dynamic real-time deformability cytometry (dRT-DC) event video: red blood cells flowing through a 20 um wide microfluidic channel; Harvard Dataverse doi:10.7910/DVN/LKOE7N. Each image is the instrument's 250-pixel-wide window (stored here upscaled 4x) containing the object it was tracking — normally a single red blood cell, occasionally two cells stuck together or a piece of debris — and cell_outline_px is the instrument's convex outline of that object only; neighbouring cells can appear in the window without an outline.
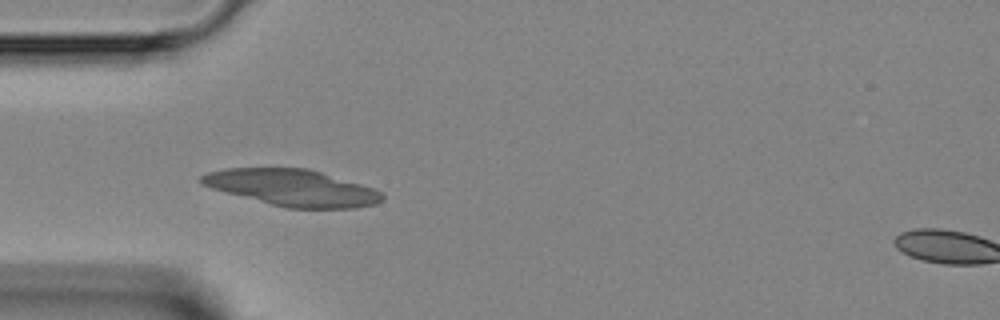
{"species": "Egyptian fruit bat (a non-hibernating species)", "species_latin": "Rousettus aegyptiacus", "temperature_condition": "room temperature", "stored_images_in_passage": 36, "camera_frame_rate_fps": 3000, "um_per_image_px": 0.085, "animal": {"sex": "female"}, "frame": {"image": 1, "passage_image": 7, "time_ms": 2.0, "image_size_px": [1000, 320], "cell_outline_px": [[384, 200], [376, 204], [356, 208], [288, 208], [272, 204], [212, 188], [200, 184], [200, 176], [208, 172], [224, 168], [308, 168], [360, 184], [372, 188], [380, 192], [384, 196]], "centroid_in_image_um": [24.85, 15.95], "position_along_channel_um": 60.1, "area_um2": 38.03}}
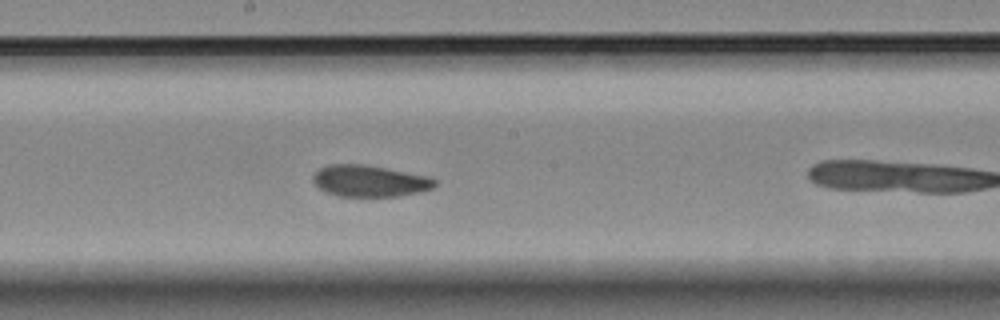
{"frame": {"image": 2, "passage_image": 15, "time_ms": 4.667, "image_size_px": [1000, 320], "cell_outline_px": [[436, 184], [432, 188], [420, 192], [400, 196], [336, 196], [320, 188], [312, 180], [312, 176], [320, 168], [328, 164], [364, 164], [432, 176], [436, 180]], "centroid_in_image_um": [31.46, 15.37], "position_along_channel_um": 216.7, "area_um2": 22.48}}
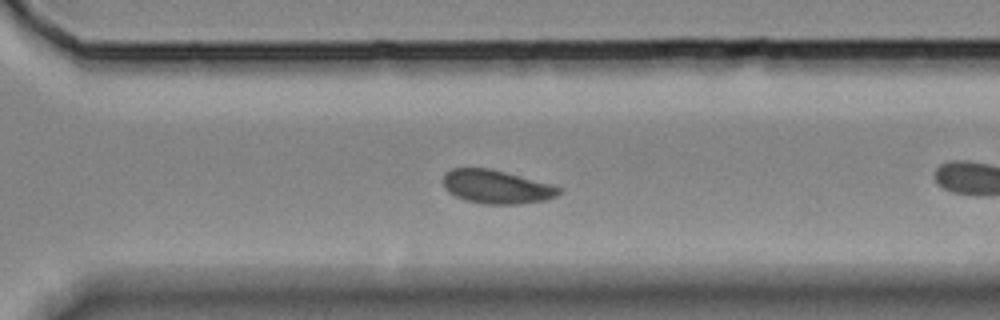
{"frame": {"image": 3, "passage_image": 23, "time_ms": 7.333, "image_size_px": [1000, 320], "cell_outline_px": [[560, 192], [556, 196], [548, 200], [516, 204], [484, 204], [464, 200], [448, 192], [444, 188], [444, 172], [452, 168], [488, 168], [556, 184], [560, 188]], "centroid_in_image_um": [42.22, 15.88], "position_along_channel_um": 328.4, "area_um2": 22.89}}